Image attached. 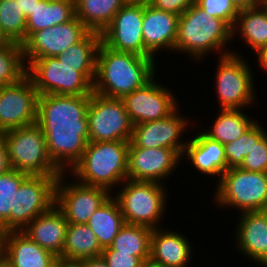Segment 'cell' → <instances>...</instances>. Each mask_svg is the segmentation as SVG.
<instances>
[{"label": "cell", "mask_w": 267, "mask_h": 267, "mask_svg": "<svg viewBox=\"0 0 267 267\" xmlns=\"http://www.w3.org/2000/svg\"><path fill=\"white\" fill-rule=\"evenodd\" d=\"M90 96H38L37 124L46 139L49 158L68 173L89 142L87 111Z\"/></svg>", "instance_id": "6da1fadb"}, {"label": "cell", "mask_w": 267, "mask_h": 267, "mask_svg": "<svg viewBox=\"0 0 267 267\" xmlns=\"http://www.w3.org/2000/svg\"><path fill=\"white\" fill-rule=\"evenodd\" d=\"M101 42V34L90 31L63 54L31 61L26 75L38 95L90 96Z\"/></svg>", "instance_id": "7a4b0ae2"}, {"label": "cell", "mask_w": 267, "mask_h": 267, "mask_svg": "<svg viewBox=\"0 0 267 267\" xmlns=\"http://www.w3.org/2000/svg\"><path fill=\"white\" fill-rule=\"evenodd\" d=\"M158 62L154 57L113 50L101 42L97 53L93 92L109 98L123 99L143 87L158 73Z\"/></svg>", "instance_id": "3957f363"}, {"label": "cell", "mask_w": 267, "mask_h": 267, "mask_svg": "<svg viewBox=\"0 0 267 267\" xmlns=\"http://www.w3.org/2000/svg\"><path fill=\"white\" fill-rule=\"evenodd\" d=\"M230 44H233L232 28L222 19L205 13L195 3L179 16L175 54L189 56L198 64L207 60L211 53L218 57L231 54L234 47H229Z\"/></svg>", "instance_id": "277c9868"}, {"label": "cell", "mask_w": 267, "mask_h": 267, "mask_svg": "<svg viewBox=\"0 0 267 267\" xmlns=\"http://www.w3.org/2000/svg\"><path fill=\"white\" fill-rule=\"evenodd\" d=\"M129 141L88 142L80 160L68 172L79 183L111 193L127 180Z\"/></svg>", "instance_id": "5b68a950"}, {"label": "cell", "mask_w": 267, "mask_h": 267, "mask_svg": "<svg viewBox=\"0 0 267 267\" xmlns=\"http://www.w3.org/2000/svg\"><path fill=\"white\" fill-rule=\"evenodd\" d=\"M237 49H232V53L226 56L217 57L216 73L214 74L216 105L219 109H247L250 111L259 105L258 92L256 90V79L249 63V58ZM256 86V87H255ZM216 88V89H215ZM258 103V104H257ZM247 107V108H246Z\"/></svg>", "instance_id": "8992f818"}, {"label": "cell", "mask_w": 267, "mask_h": 267, "mask_svg": "<svg viewBox=\"0 0 267 267\" xmlns=\"http://www.w3.org/2000/svg\"><path fill=\"white\" fill-rule=\"evenodd\" d=\"M165 186L158 182L127 179L118 190L115 189L112 196L119 204L125 223L151 229L164 227L162 223L170 200L168 186Z\"/></svg>", "instance_id": "52a82bcc"}, {"label": "cell", "mask_w": 267, "mask_h": 267, "mask_svg": "<svg viewBox=\"0 0 267 267\" xmlns=\"http://www.w3.org/2000/svg\"><path fill=\"white\" fill-rule=\"evenodd\" d=\"M214 189L212 203L219 210L229 209L231 212L233 209L237 214L267 210L266 172H249L239 167L228 168Z\"/></svg>", "instance_id": "ba28073f"}, {"label": "cell", "mask_w": 267, "mask_h": 267, "mask_svg": "<svg viewBox=\"0 0 267 267\" xmlns=\"http://www.w3.org/2000/svg\"><path fill=\"white\" fill-rule=\"evenodd\" d=\"M1 135L7 147L11 168L28 175L62 174L49 158L44 133L37 123L11 129Z\"/></svg>", "instance_id": "9c48e42d"}, {"label": "cell", "mask_w": 267, "mask_h": 267, "mask_svg": "<svg viewBox=\"0 0 267 267\" xmlns=\"http://www.w3.org/2000/svg\"><path fill=\"white\" fill-rule=\"evenodd\" d=\"M89 142L131 141L133 123L122 99L93 92L87 111Z\"/></svg>", "instance_id": "30bf717a"}, {"label": "cell", "mask_w": 267, "mask_h": 267, "mask_svg": "<svg viewBox=\"0 0 267 267\" xmlns=\"http://www.w3.org/2000/svg\"><path fill=\"white\" fill-rule=\"evenodd\" d=\"M59 176L29 175L15 192L10 210L9 231H22L37 216L55 204V185Z\"/></svg>", "instance_id": "8fae6325"}, {"label": "cell", "mask_w": 267, "mask_h": 267, "mask_svg": "<svg viewBox=\"0 0 267 267\" xmlns=\"http://www.w3.org/2000/svg\"><path fill=\"white\" fill-rule=\"evenodd\" d=\"M68 178V179H67ZM112 195L100 186H89L62 173L55 185V205L68 223L86 224L91 215Z\"/></svg>", "instance_id": "7c38bea8"}, {"label": "cell", "mask_w": 267, "mask_h": 267, "mask_svg": "<svg viewBox=\"0 0 267 267\" xmlns=\"http://www.w3.org/2000/svg\"><path fill=\"white\" fill-rule=\"evenodd\" d=\"M180 108L179 106L166 118L135 124L129 147L170 148L177 150L183 155L188 137H190L187 132L189 130L190 132L192 131L188 127H194L195 120L192 121L190 116L188 118L186 115H183L180 112L182 111Z\"/></svg>", "instance_id": "4fadbf2b"}, {"label": "cell", "mask_w": 267, "mask_h": 267, "mask_svg": "<svg viewBox=\"0 0 267 267\" xmlns=\"http://www.w3.org/2000/svg\"><path fill=\"white\" fill-rule=\"evenodd\" d=\"M158 75L122 99L133 125L166 118L182 106L176 98L177 94L162 84Z\"/></svg>", "instance_id": "5bb4252c"}, {"label": "cell", "mask_w": 267, "mask_h": 267, "mask_svg": "<svg viewBox=\"0 0 267 267\" xmlns=\"http://www.w3.org/2000/svg\"><path fill=\"white\" fill-rule=\"evenodd\" d=\"M38 96L27 75L17 83L0 86V134L37 123Z\"/></svg>", "instance_id": "9a60e30c"}, {"label": "cell", "mask_w": 267, "mask_h": 267, "mask_svg": "<svg viewBox=\"0 0 267 267\" xmlns=\"http://www.w3.org/2000/svg\"><path fill=\"white\" fill-rule=\"evenodd\" d=\"M181 163L182 155L174 149L128 147L127 179L166 185Z\"/></svg>", "instance_id": "2e32d148"}, {"label": "cell", "mask_w": 267, "mask_h": 267, "mask_svg": "<svg viewBox=\"0 0 267 267\" xmlns=\"http://www.w3.org/2000/svg\"><path fill=\"white\" fill-rule=\"evenodd\" d=\"M90 30L75 16L71 21L34 32L23 44L26 66L34 59L57 57Z\"/></svg>", "instance_id": "e0dca14e"}, {"label": "cell", "mask_w": 267, "mask_h": 267, "mask_svg": "<svg viewBox=\"0 0 267 267\" xmlns=\"http://www.w3.org/2000/svg\"><path fill=\"white\" fill-rule=\"evenodd\" d=\"M142 22L143 5L126 3L101 33L102 42L113 50L153 57L144 47Z\"/></svg>", "instance_id": "ac0fdd59"}, {"label": "cell", "mask_w": 267, "mask_h": 267, "mask_svg": "<svg viewBox=\"0 0 267 267\" xmlns=\"http://www.w3.org/2000/svg\"><path fill=\"white\" fill-rule=\"evenodd\" d=\"M235 232H232L234 247L242 257L256 266L265 267L267 246V210L238 213ZM235 237V238H234ZM248 258V259H247Z\"/></svg>", "instance_id": "d6986e66"}, {"label": "cell", "mask_w": 267, "mask_h": 267, "mask_svg": "<svg viewBox=\"0 0 267 267\" xmlns=\"http://www.w3.org/2000/svg\"><path fill=\"white\" fill-rule=\"evenodd\" d=\"M192 130L200 131H195V134L189 137L182 161L188 160L189 162H185V164L189 166L190 170H192L190 165L193 166V171L195 169L200 176H206L209 180L212 178L216 180L217 178L214 183L216 184L228 169L224 146L222 143L207 137L201 129H198V126L195 125Z\"/></svg>", "instance_id": "ffe728a7"}, {"label": "cell", "mask_w": 267, "mask_h": 267, "mask_svg": "<svg viewBox=\"0 0 267 267\" xmlns=\"http://www.w3.org/2000/svg\"><path fill=\"white\" fill-rule=\"evenodd\" d=\"M179 15L143 5L142 33L144 47L157 60L161 51L175 54ZM160 51V52H159Z\"/></svg>", "instance_id": "44dd1931"}, {"label": "cell", "mask_w": 267, "mask_h": 267, "mask_svg": "<svg viewBox=\"0 0 267 267\" xmlns=\"http://www.w3.org/2000/svg\"><path fill=\"white\" fill-rule=\"evenodd\" d=\"M168 228L165 225V227L153 229L150 258L166 267H191V263L194 264L192 259L194 245L180 230Z\"/></svg>", "instance_id": "7402d4cb"}, {"label": "cell", "mask_w": 267, "mask_h": 267, "mask_svg": "<svg viewBox=\"0 0 267 267\" xmlns=\"http://www.w3.org/2000/svg\"><path fill=\"white\" fill-rule=\"evenodd\" d=\"M68 224L64 214L54 204L47 212L30 222L22 232L59 258L64 247Z\"/></svg>", "instance_id": "603a6c76"}, {"label": "cell", "mask_w": 267, "mask_h": 267, "mask_svg": "<svg viewBox=\"0 0 267 267\" xmlns=\"http://www.w3.org/2000/svg\"><path fill=\"white\" fill-rule=\"evenodd\" d=\"M2 257L10 267H49L58 257L22 231H9Z\"/></svg>", "instance_id": "cb8c5ba5"}, {"label": "cell", "mask_w": 267, "mask_h": 267, "mask_svg": "<svg viewBox=\"0 0 267 267\" xmlns=\"http://www.w3.org/2000/svg\"><path fill=\"white\" fill-rule=\"evenodd\" d=\"M218 115L213 122L206 126L199 125L195 118V125L209 138L227 144L242 136L257 120L244 109H218ZM254 118V119H253ZM203 129V130H202Z\"/></svg>", "instance_id": "d4e9b609"}, {"label": "cell", "mask_w": 267, "mask_h": 267, "mask_svg": "<svg viewBox=\"0 0 267 267\" xmlns=\"http://www.w3.org/2000/svg\"><path fill=\"white\" fill-rule=\"evenodd\" d=\"M240 37V39H239ZM238 38L252 52L267 44V8L259 4L254 8L239 11L232 28V42Z\"/></svg>", "instance_id": "484cf974"}, {"label": "cell", "mask_w": 267, "mask_h": 267, "mask_svg": "<svg viewBox=\"0 0 267 267\" xmlns=\"http://www.w3.org/2000/svg\"><path fill=\"white\" fill-rule=\"evenodd\" d=\"M75 16L74 0H41L27 18L26 40L36 31L69 22Z\"/></svg>", "instance_id": "4316f807"}, {"label": "cell", "mask_w": 267, "mask_h": 267, "mask_svg": "<svg viewBox=\"0 0 267 267\" xmlns=\"http://www.w3.org/2000/svg\"><path fill=\"white\" fill-rule=\"evenodd\" d=\"M103 248L87 224L69 223L62 254L65 261H81L101 256Z\"/></svg>", "instance_id": "83f0119b"}, {"label": "cell", "mask_w": 267, "mask_h": 267, "mask_svg": "<svg viewBox=\"0 0 267 267\" xmlns=\"http://www.w3.org/2000/svg\"><path fill=\"white\" fill-rule=\"evenodd\" d=\"M76 17L91 31L102 33L126 0H74Z\"/></svg>", "instance_id": "f1b7e54d"}, {"label": "cell", "mask_w": 267, "mask_h": 267, "mask_svg": "<svg viewBox=\"0 0 267 267\" xmlns=\"http://www.w3.org/2000/svg\"><path fill=\"white\" fill-rule=\"evenodd\" d=\"M94 232L100 246L109 247L125 224L117 200L111 195L89 218L86 223Z\"/></svg>", "instance_id": "f546056e"}, {"label": "cell", "mask_w": 267, "mask_h": 267, "mask_svg": "<svg viewBox=\"0 0 267 267\" xmlns=\"http://www.w3.org/2000/svg\"><path fill=\"white\" fill-rule=\"evenodd\" d=\"M152 231L153 229L146 226L125 223L109 247L145 261L150 258Z\"/></svg>", "instance_id": "4dcf8cb0"}, {"label": "cell", "mask_w": 267, "mask_h": 267, "mask_svg": "<svg viewBox=\"0 0 267 267\" xmlns=\"http://www.w3.org/2000/svg\"><path fill=\"white\" fill-rule=\"evenodd\" d=\"M27 18L19 6V0H0V29L12 41H26Z\"/></svg>", "instance_id": "1f68e13d"}, {"label": "cell", "mask_w": 267, "mask_h": 267, "mask_svg": "<svg viewBox=\"0 0 267 267\" xmlns=\"http://www.w3.org/2000/svg\"><path fill=\"white\" fill-rule=\"evenodd\" d=\"M262 121H257L238 139L224 144L225 156L228 168L239 167L244 157L250 153L254 144L267 133ZM265 128V129H264Z\"/></svg>", "instance_id": "d6a6232c"}, {"label": "cell", "mask_w": 267, "mask_h": 267, "mask_svg": "<svg viewBox=\"0 0 267 267\" xmlns=\"http://www.w3.org/2000/svg\"><path fill=\"white\" fill-rule=\"evenodd\" d=\"M26 72L22 44L13 42L8 48L0 50V86L19 82Z\"/></svg>", "instance_id": "836d02e7"}, {"label": "cell", "mask_w": 267, "mask_h": 267, "mask_svg": "<svg viewBox=\"0 0 267 267\" xmlns=\"http://www.w3.org/2000/svg\"><path fill=\"white\" fill-rule=\"evenodd\" d=\"M28 176L14 168L0 175V222L8 231L10 210H14L15 192Z\"/></svg>", "instance_id": "e575fe53"}, {"label": "cell", "mask_w": 267, "mask_h": 267, "mask_svg": "<svg viewBox=\"0 0 267 267\" xmlns=\"http://www.w3.org/2000/svg\"><path fill=\"white\" fill-rule=\"evenodd\" d=\"M194 3L213 17L225 21L233 28L239 11L230 0H194Z\"/></svg>", "instance_id": "d590c367"}, {"label": "cell", "mask_w": 267, "mask_h": 267, "mask_svg": "<svg viewBox=\"0 0 267 267\" xmlns=\"http://www.w3.org/2000/svg\"><path fill=\"white\" fill-rule=\"evenodd\" d=\"M239 168L249 172L267 173V133L257 144H254L253 149L244 157Z\"/></svg>", "instance_id": "8d00e7d4"}, {"label": "cell", "mask_w": 267, "mask_h": 267, "mask_svg": "<svg viewBox=\"0 0 267 267\" xmlns=\"http://www.w3.org/2000/svg\"><path fill=\"white\" fill-rule=\"evenodd\" d=\"M101 256L106 261L108 267H141L143 263L137 256L119 253L110 247L104 248Z\"/></svg>", "instance_id": "74e56055"}, {"label": "cell", "mask_w": 267, "mask_h": 267, "mask_svg": "<svg viewBox=\"0 0 267 267\" xmlns=\"http://www.w3.org/2000/svg\"><path fill=\"white\" fill-rule=\"evenodd\" d=\"M194 0H153L151 6L165 12L181 15L192 4Z\"/></svg>", "instance_id": "f35d334b"}, {"label": "cell", "mask_w": 267, "mask_h": 267, "mask_svg": "<svg viewBox=\"0 0 267 267\" xmlns=\"http://www.w3.org/2000/svg\"><path fill=\"white\" fill-rule=\"evenodd\" d=\"M11 168L9 159H8V152L7 147L5 145V141L0 134V175Z\"/></svg>", "instance_id": "ab89813d"}, {"label": "cell", "mask_w": 267, "mask_h": 267, "mask_svg": "<svg viewBox=\"0 0 267 267\" xmlns=\"http://www.w3.org/2000/svg\"><path fill=\"white\" fill-rule=\"evenodd\" d=\"M255 56V60L258 61V69L263 73H267V44L261 46L257 51L253 52V56Z\"/></svg>", "instance_id": "60d3db41"}, {"label": "cell", "mask_w": 267, "mask_h": 267, "mask_svg": "<svg viewBox=\"0 0 267 267\" xmlns=\"http://www.w3.org/2000/svg\"><path fill=\"white\" fill-rule=\"evenodd\" d=\"M79 262L83 265V267H108L102 256L84 259Z\"/></svg>", "instance_id": "b9f144b4"}, {"label": "cell", "mask_w": 267, "mask_h": 267, "mask_svg": "<svg viewBox=\"0 0 267 267\" xmlns=\"http://www.w3.org/2000/svg\"><path fill=\"white\" fill-rule=\"evenodd\" d=\"M40 1L41 0H19V6L23 10L26 18L32 14L36 4H38Z\"/></svg>", "instance_id": "7bdbcfd3"}, {"label": "cell", "mask_w": 267, "mask_h": 267, "mask_svg": "<svg viewBox=\"0 0 267 267\" xmlns=\"http://www.w3.org/2000/svg\"><path fill=\"white\" fill-rule=\"evenodd\" d=\"M234 7L238 10H245L248 8H254L259 5L256 0H230Z\"/></svg>", "instance_id": "ee69618b"}, {"label": "cell", "mask_w": 267, "mask_h": 267, "mask_svg": "<svg viewBox=\"0 0 267 267\" xmlns=\"http://www.w3.org/2000/svg\"><path fill=\"white\" fill-rule=\"evenodd\" d=\"M8 232L4 224L0 222V256L3 255Z\"/></svg>", "instance_id": "f6af8a7d"}, {"label": "cell", "mask_w": 267, "mask_h": 267, "mask_svg": "<svg viewBox=\"0 0 267 267\" xmlns=\"http://www.w3.org/2000/svg\"><path fill=\"white\" fill-rule=\"evenodd\" d=\"M12 43L13 42L0 29V50L4 48H8Z\"/></svg>", "instance_id": "bcb514c9"}, {"label": "cell", "mask_w": 267, "mask_h": 267, "mask_svg": "<svg viewBox=\"0 0 267 267\" xmlns=\"http://www.w3.org/2000/svg\"><path fill=\"white\" fill-rule=\"evenodd\" d=\"M141 267H166L163 264L157 263L155 261H153L151 258L143 261Z\"/></svg>", "instance_id": "7dc6e473"}, {"label": "cell", "mask_w": 267, "mask_h": 267, "mask_svg": "<svg viewBox=\"0 0 267 267\" xmlns=\"http://www.w3.org/2000/svg\"><path fill=\"white\" fill-rule=\"evenodd\" d=\"M153 0H126L128 4L150 5Z\"/></svg>", "instance_id": "c3c4849f"}, {"label": "cell", "mask_w": 267, "mask_h": 267, "mask_svg": "<svg viewBox=\"0 0 267 267\" xmlns=\"http://www.w3.org/2000/svg\"><path fill=\"white\" fill-rule=\"evenodd\" d=\"M63 267H83L78 261H65L63 260Z\"/></svg>", "instance_id": "681fc988"}, {"label": "cell", "mask_w": 267, "mask_h": 267, "mask_svg": "<svg viewBox=\"0 0 267 267\" xmlns=\"http://www.w3.org/2000/svg\"><path fill=\"white\" fill-rule=\"evenodd\" d=\"M49 267H63V259L58 258L54 263Z\"/></svg>", "instance_id": "f907efd6"}, {"label": "cell", "mask_w": 267, "mask_h": 267, "mask_svg": "<svg viewBox=\"0 0 267 267\" xmlns=\"http://www.w3.org/2000/svg\"><path fill=\"white\" fill-rule=\"evenodd\" d=\"M0 267H10V265L2 256H0Z\"/></svg>", "instance_id": "816d5d0a"}, {"label": "cell", "mask_w": 267, "mask_h": 267, "mask_svg": "<svg viewBox=\"0 0 267 267\" xmlns=\"http://www.w3.org/2000/svg\"><path fill=\"white\" fill-rule=\"evenodd\" d=\"M265 267H267V246L265 247Z\"/></svg>", "instance_id": "f5cc1de1"}, {"label": "cell", "mask_w": 267, "mask_h": 267, "mask_svg": "<svg viewBox=\"0 0 267 267\" xmlns=\"http://www.w3.org/2000/svg\"><path fill=\"white\" fill-rule=\"evenodd\" d=\"M262 6H267V0H263V2L261 3Z\"/></svg>", "instance_id": "db71d44e"}, {"label": "cell", "mask_w": 267, "mask_h": 267, "mask_svg": "<svg viewBox=\"0 0 267 267\" xmlns=\"http://www.w3.org/2000/svg\"><path fill=\"white\" fill-rule=\"evenodd\" d=\"M259 4H261L263 2V0H256Z\"/></svg>", "instance_id": "11a10c76"}]
</instances>
